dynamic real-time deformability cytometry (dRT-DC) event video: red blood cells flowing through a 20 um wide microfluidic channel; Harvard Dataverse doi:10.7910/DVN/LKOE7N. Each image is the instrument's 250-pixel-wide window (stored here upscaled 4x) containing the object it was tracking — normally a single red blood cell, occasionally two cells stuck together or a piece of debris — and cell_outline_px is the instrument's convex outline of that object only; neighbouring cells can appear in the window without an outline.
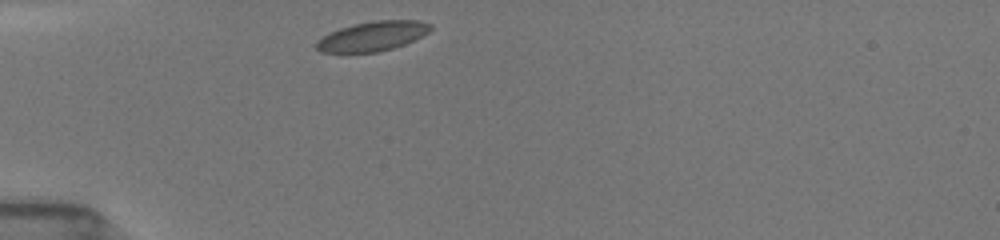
{"species": "common noctule bat (a hibernating species)", "species_latin": "Nyctalus noctula", "temperature_condition": "room temperature", "stored_images_in_passage": 36, "camera_frame_rate_fps": 3000, "um_per_image_px": 0.085, "animal": {"sex": "female", "body_mass_g": 19.5, "forearm_length_mm": 54.1}, "frame": {"image": 1, "passage_image": 1, "time_ms": 0.0, "image_size_px": [1000, 240], "cell_outline_px": [[432, 28], [428, 32], [404, 44], [380, 52], [320, 52], [316, 48], [316, 40], [340, 28], [352, 24], [376, 20], [416, 20], [432, 24]], "centroid_in_image_um": [31.66, 3.07], "position_along_channel_um": 53.3, "area_um2": 19.48}}
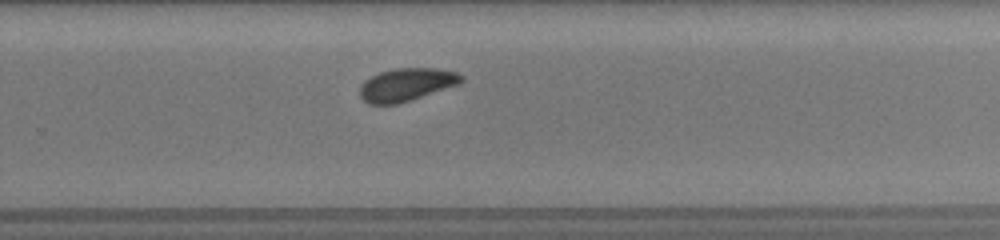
{"frame": {"image": 2, "passage_image": 14, "time_ms": 6.667, "image_size_px": [1000, 240], "cell_outline_px": [[464, 80], [460, 84], [396, 104], [368, 104], [360, 96], [360, 84], [364, 80], [380, 72], [392, 68], [440, 68], [456, 72], [464, 76]], "centroid_in_image_um": [34.56, 7.17], "position_along_channel_um": 295.2, "area_um2": 19.48}}
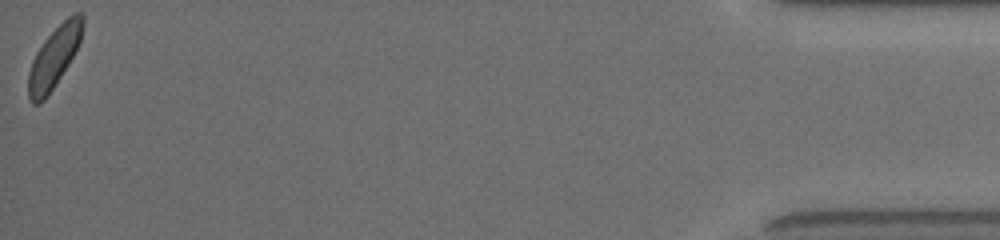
{"frame": {"image": 3, "passage_image": 35, "time_ms": 12.333, "image_size_px": [1000, 240], "cell_outline_px": [[84, 24], [80, 40], [68, 64], [44, 100], [40, 104], [32, 104], [28, 96], [28, 72], [32, 60], [36, 52], [44, 40], [72, 12], [80, 12], [84, 16]], "centroid_in_image_um": [4.58, 4.85], "position_along_channel_um": 430.6, "area_um2": 18.96}, "authors_computed_cell_mechanics": {"area_um2": 19.1896, "velocity_mm_per_s": 3.899, "shape_relaxation_time_tau1_ms": 2.1698, "shape_relaxation_time_tau2_ms": null, "deformation_change_tau1": 0.0607, "deformation_change_tau2": null}}